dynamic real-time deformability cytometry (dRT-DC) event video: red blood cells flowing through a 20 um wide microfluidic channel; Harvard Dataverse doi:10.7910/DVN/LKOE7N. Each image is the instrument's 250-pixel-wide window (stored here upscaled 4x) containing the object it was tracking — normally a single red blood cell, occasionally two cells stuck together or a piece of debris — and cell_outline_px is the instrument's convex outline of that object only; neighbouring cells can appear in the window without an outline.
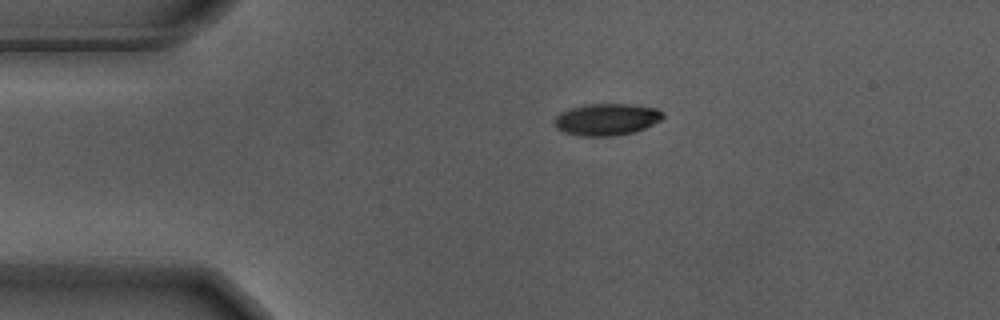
{"species": "Egyptian fruit bat (a non-hibernating species)", "species_latin": "Rousettus aegyptiacus", "temperature_condition": "warm", "stored_images_in_passage": 41, "camera_frame_rate_fps": 3000, "um_per_image_px": 0.085, "animal": {"sex": "male"}, "frame": {"image": 1, "passage_image": 1, "time_ms": 0.0, "image_size_px": [1000, 320], "cell_outline_px": [[664, 116], [660, 120], [644, 128], [632, 132], [612, 136], [584, 136], [564, 132], [556, 128], [552, 120], [560, 112], [584, 104], [632, 104], [656, 108], [664, 112]], "centroid_in_image_um": [51.54, 10.14], "position_along_channel_um": 33.5, "area_um2": 20.11}}
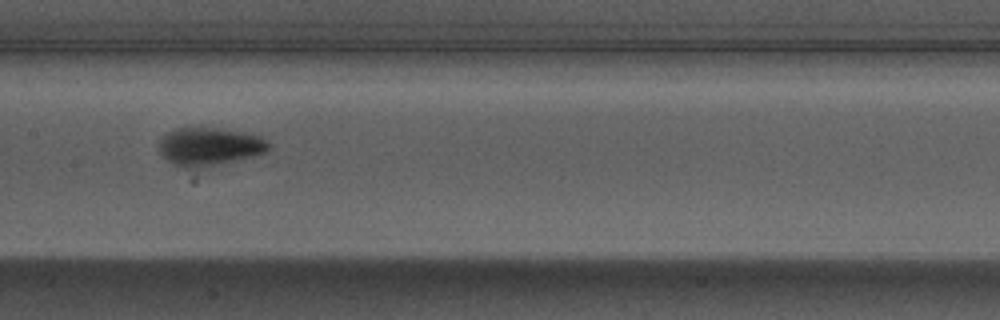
{"frame": {"image": 2, "passage_image": 17, "time_ms": 5.333, "image_size_px": [1000, 320], "cell_outline_px": [[268, 148], [264, 152], [256, 156], [200, 168], [184, 168], [168, 160], [160, 152], [160, 140], [168, 132], [176, 128], [212, 128], [260, 136], [268, 144]], "centroid_in_image_um": [17.77, 12.47], "position_along_channel_um": 189.6, "area_um2": 23.64}}
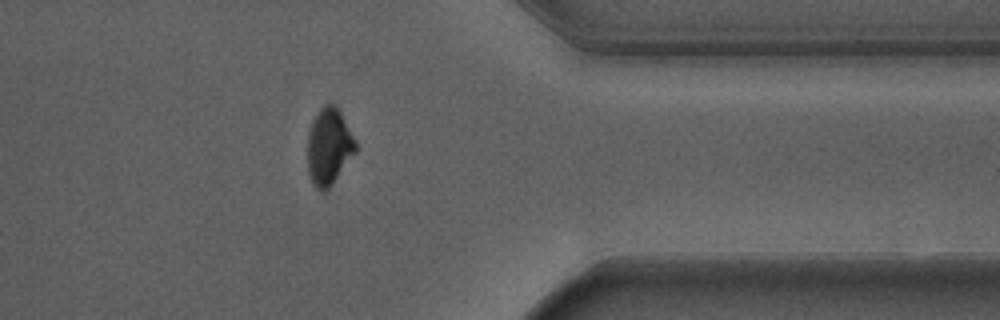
{"frame": {"image": 3, "passage_image": 34, "time_ms": 11.0, "image_size_px": [1000, 320], "cell_outline_px": [[356, 152], [332, 184], [324, 192], [320, 192], [312, 184], [308, 172], [308, 136], [312, 120], [320, 108], [324, 104], [332, 100], [336, 104], [356, 140]], "centroid_in_image_um": [27.96, 12.43], "position_along_channel_um": 383.4, "area_um2": 21.73}, "authors_computed_cell_mechanics": {"area_um2": 22.0796, "velocity_mm_per_s": 3.6948, "shape_relaxation_time_tau1_ms": 2.0141, "shape_relaxation_time_tau2_ms": null, "deformation_change_tau1": 0.1501, "deformation_change_tau2": null}}